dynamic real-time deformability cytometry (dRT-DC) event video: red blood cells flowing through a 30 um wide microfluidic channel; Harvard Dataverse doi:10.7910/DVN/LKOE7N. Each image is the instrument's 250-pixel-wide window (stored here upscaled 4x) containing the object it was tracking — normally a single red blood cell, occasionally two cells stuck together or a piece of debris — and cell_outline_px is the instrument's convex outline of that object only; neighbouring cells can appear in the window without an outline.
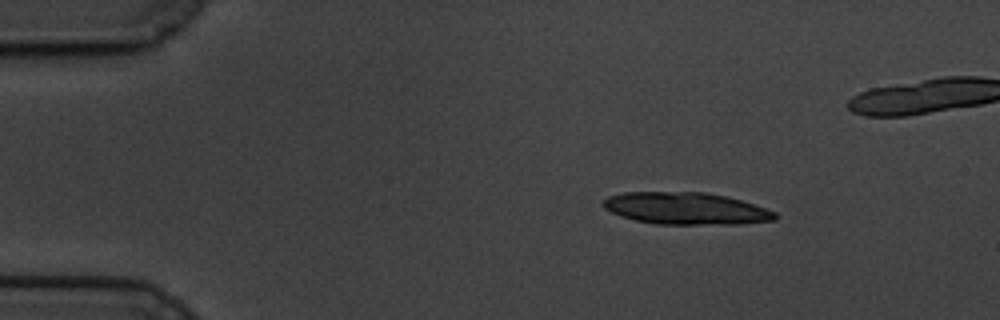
{"species": "common noctule bat (a hibernating species)", "species_latin": "Nyctalus noctula", "temperature_condition": "cold", "stored_images_in_passage": 53, "camera_frame_rate_fps": 3000, "um_per_image_px": 0.085, "animal": {"sex": "male", "body_mass_g": 19.5, "forearm_length_mm": 54.6}, "frame": {"image": 1, "passage_image": 1, "time_ms": 0.0, "image_size_px": [1000, 320], "cell_outline_px": [[776, 220], [740, 224], [656, 224], [636, 220], [620, 216], [604, 208], [600, 204], [608, 196], [624, 192], [704, 192], [728, 196], [776, 212]], "centroid_in_image_um": [58.28, 17.72], "position_along_channel_um": 26.7, "area_um2": 32.08}, "authors_computed_cell_mechanics": {"area_um2": 16.9354, "velocity_mm_per_s": 3.3886, "shape_relaxation_time_tau1_ms": 5.9749, "shape_relaxation_time_tau2_ms": 2.2463, "deformation_change_tau1": 0.1583, "deformation_change_tau2": 0.0873}}